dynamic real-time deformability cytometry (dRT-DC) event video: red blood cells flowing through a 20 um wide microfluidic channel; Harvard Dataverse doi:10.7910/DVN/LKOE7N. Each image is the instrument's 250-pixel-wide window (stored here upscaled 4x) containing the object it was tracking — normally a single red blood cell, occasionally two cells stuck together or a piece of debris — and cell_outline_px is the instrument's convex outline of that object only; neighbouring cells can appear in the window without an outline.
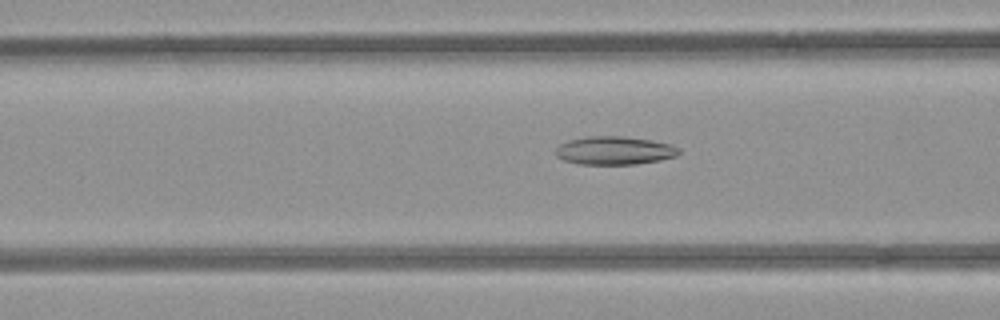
{"species": "common noctule bat (a hibernating species)", "species_latin": "Nyctalus noctula", "temperature_condition": "room temperature", "stored_images_in_passage": 53, "camera_frame_rate_fps": 3000, "um_per_image_px": 0.085, "animal": {"sex": "female", "body_mass_g": 21.9}, "frame": {"image": 1, "passage_image": 21, "time_ms": 6.667, "image_size_px": [1000, 320], "cell_outline_px": [[680, 152], [676, 156], [660, 160], [636, 164], [580, 164], [564, 160], [556, 156], [556, 148], [560, 144], [568, 140], [588, 136], [624, 136], [652, 140], [672, 144], [680, 148]], "centroid_in_image_um": [52.25, 12.79], "position_along_channel_um": 114.3, "area_um2": 20.4}}
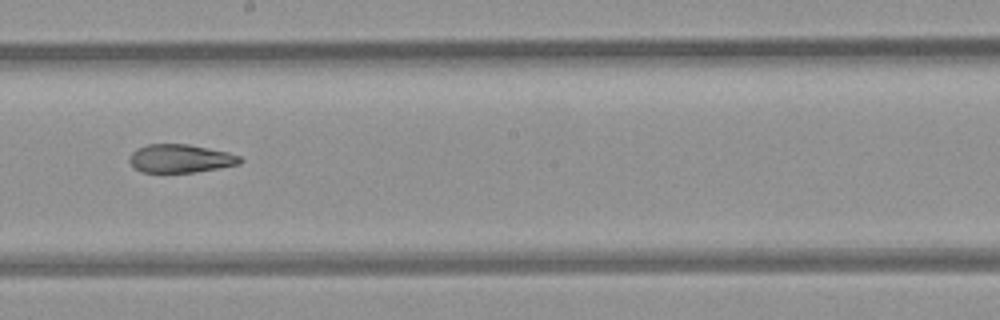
{"frame": {"image": 2, "passage_image": 30, "time_ms": 9.667, "image_size_px": [1000, 320], "cell_outline_px": [[244, 160], [240, 164], [196, 172], [140, 172], [128, 160], [132, 152], [136, 148], [148, 144], [188, 144], [228, 152], [240, 156]], "centroid_in_image_um": [15.35, 13.47], "position_along_channel_um": 232.9, "area_um2": 18.26}}
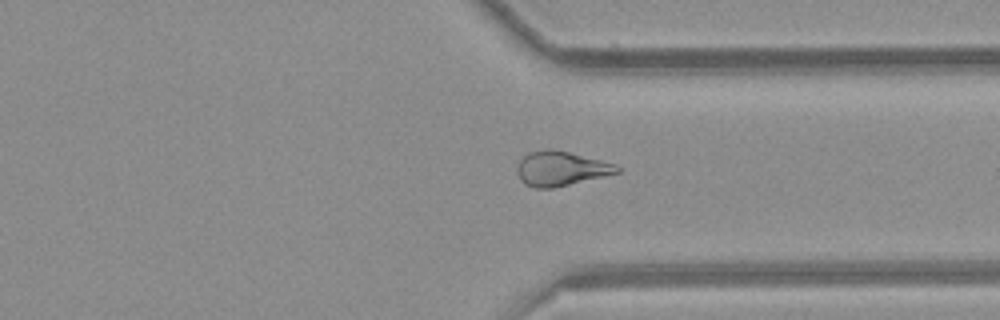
{"frame": {"image": 3, "passage_image": 40, "time_ms": 13.0, "image_size_px": [1000, 320], "cell_outline_px": [[620, 172], [552, 188], [536, 188], [524, 184], [520, 180], [516, 172], [516, 168], [520, 160], [528, 152], [548, 148], [552, 148], [616, 164], [620, 168]], "centroid_in_image_um": [47.62, 14.32], "position_along_channel_um": 363.8, "area_um2": 20.0}, "authors_computed_cell_mechanics": {"area_um2": 21.2704, "velocity_mm_per_s": 3.9397, "shape_relaxation_time_tau1_ms": null, "shape_relaxation_time_tau2_ms": 4.6097, "deformation_change_tau1": null, "deformation_change_tau2": 0.1279}}